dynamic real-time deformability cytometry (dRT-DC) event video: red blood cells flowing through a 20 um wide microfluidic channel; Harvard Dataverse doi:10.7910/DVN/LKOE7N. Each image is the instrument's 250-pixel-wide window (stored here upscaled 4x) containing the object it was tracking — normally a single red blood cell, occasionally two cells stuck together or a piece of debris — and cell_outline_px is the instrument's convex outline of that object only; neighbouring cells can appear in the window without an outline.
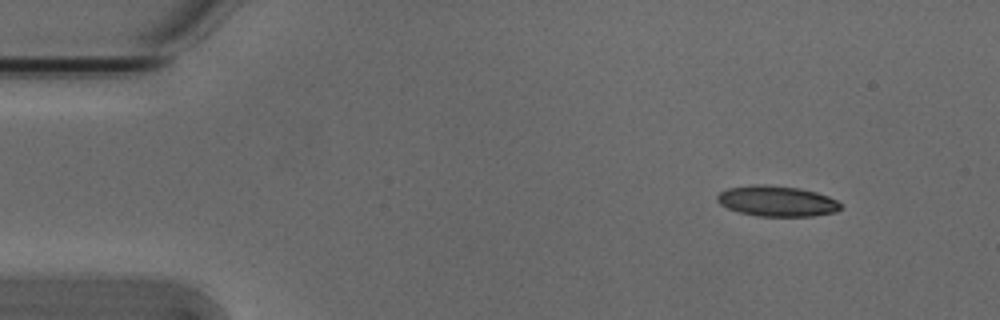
{"species": "Egyptian fruit bat (a non-hibernating species)", "species_latin": "Rousettus aegyptiacus", "temperature_condition": "cold", "stored_images_in_passage": 7, "camera_frame_rate_fps": 3000, "um_per_image_px": 0.085, "animal": {"sex": "male"}, "frame": {"image": 1, "passage_image": 1, "time_ms": 0.0, "image_size_px": [1000, 320], "cell_outline_px": [[840, 208], [836, 212], [812, 216], [756, 216], [740, 212], [728, 208], [720, 204], [716, 200], [716, 196], [720, 192], [728, 188], [756, 184], [764, 184], [800, 188], [816, 192], [828, 196], [836, 200], [840, 204]], "centroid_in_image_um": [66.02, 17.09], "position_along_channel_um": 19.0, "area_um2": 21.96}}
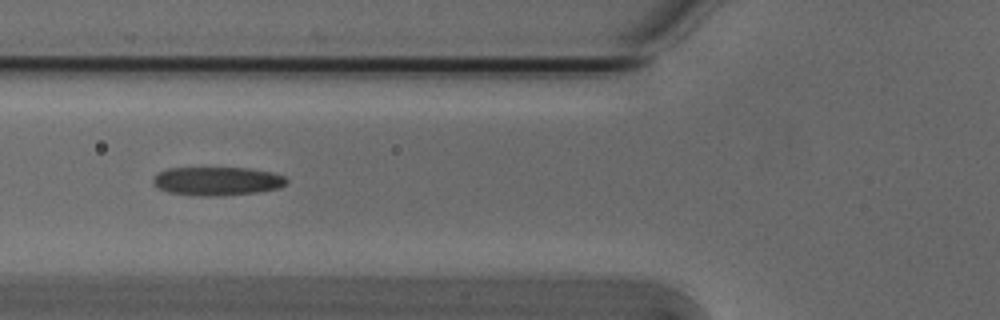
{"frame": {"image": 2, "passage_image": 5, "time_ms": 1.333, "image_size_px": [1000, 320], "cell_outline_px": [[288, 180], [280, 188], [260, 192], [224, 196], [196, 196], [168, 192], [156, 188], [152, 184], [152, 176], [156, 172], [168, 168], [248, 168], [272, 172], [284, 176]], "centroid_in_image_um": [18.4, 15.4], "position_along_channel_um": 107.4, "area_um2": 22.72}}
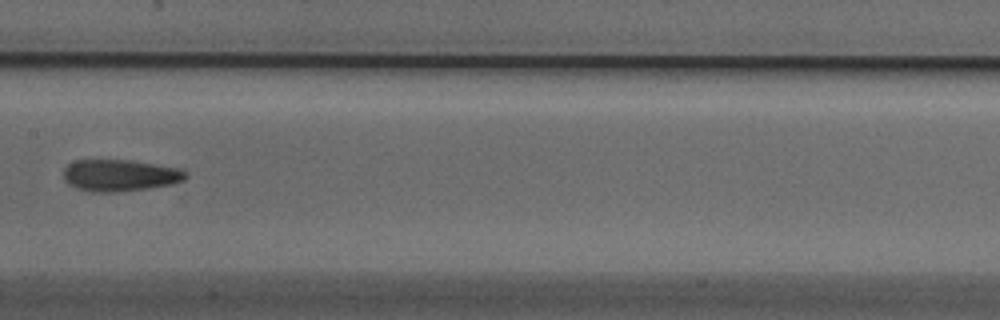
{"frame": {"image": 3, "passage_image": 7, "time_ms": 2.0, "image_size_px": [1000, 320], "cell_outline_px": [[188, 176], [184, 180], [172, 184], [148, 188], [116, 192], [92, 192], [76, 188], [68, 184], [64, 180], [64, 168], [68, 164], [76, 160], [128, 160], [184, 168], [188, 172]], "centroid_in_image_um": [10.23, 14.9], "position_along_channel_um": 197.2, "area_um2": 22.83}}